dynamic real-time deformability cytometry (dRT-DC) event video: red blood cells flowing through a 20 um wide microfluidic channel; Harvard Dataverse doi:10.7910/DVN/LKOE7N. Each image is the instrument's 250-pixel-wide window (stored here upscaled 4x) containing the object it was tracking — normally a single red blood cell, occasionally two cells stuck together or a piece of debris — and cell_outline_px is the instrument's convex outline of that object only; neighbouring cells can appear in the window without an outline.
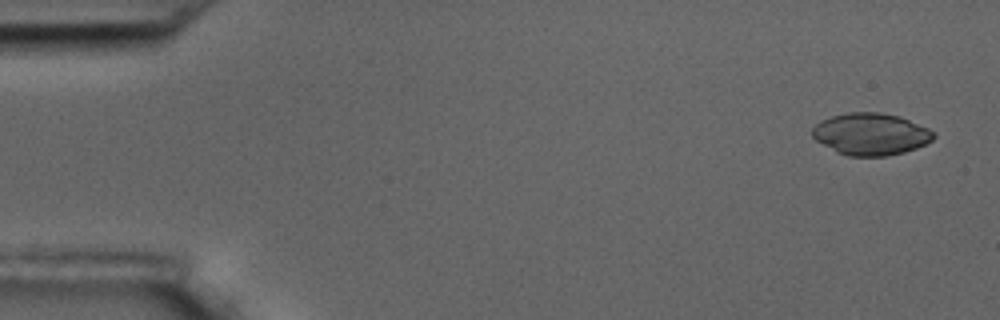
{"species": "common noctule bat (a hibernating species)", "species_latin": "Nyctalus noctula", "temperature_condition": "room temperature", "stored_images_in_passage": 5, "camera_frame_rate_fps": 3000, "um_per_image_px": 0.085, "animal": {"sex": "male", "body_mass_g": 17.5, "forearm_length_mm": 52.3}, "frame": {"image": 1, "passage_image": 1, "time_ms": 0.0, "image_size_px": [1000, 320], "cell_outline_px": [[936, 136], [932, 140], [916, 148], [904, 152], [884, 156], [848, 156], [836, 152], [816, 140], [812, 136], [812, 128], [820, 120], [832, 116], [848, 112], [880, 112], [900, 116], [928, 128], [936, 132]], "centroid_in_image_um": [74.01, 11.39], "position_along_channel_um": 11.0, "area_um2": 29.77}}